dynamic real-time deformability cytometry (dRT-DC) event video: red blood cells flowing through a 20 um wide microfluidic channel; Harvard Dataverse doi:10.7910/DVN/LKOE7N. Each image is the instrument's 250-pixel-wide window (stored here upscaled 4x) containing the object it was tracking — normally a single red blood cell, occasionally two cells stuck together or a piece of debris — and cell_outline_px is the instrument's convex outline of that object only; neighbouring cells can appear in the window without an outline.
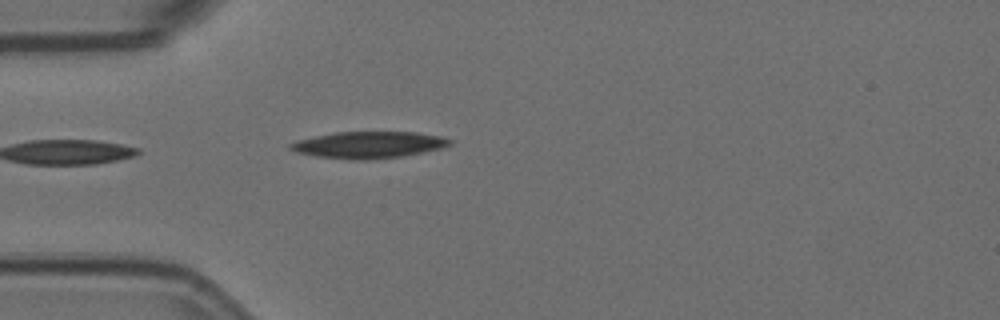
{"species": "Egyptian fruit bat (a non-hibernating species)", "species_latin": "Rousettus aegyptiacus", "temperature_condition": "room temperature", "stored_images_in_passage": 4, "camera_frame_rate_fps": 3000, "um_per_image_px": 0.085, "animal": {"sex": "female"}, "frame": {"image": 1, "passage_image": 4, "time_ms": 1.0, "image_size_px": [1000, 320], "cell_outline_px": [[452, 144], [444, 148], [404, 156], [368, 160], [352, 160], [316, 156], [296, 152], [288, 148], [288, 144], [296, 140], [332, 132], [416, 132], [440, 136], [452, 140]], "centroid_in_image_um": [31.33, 12.31], "position_along_channel_um": 53.7, "area_um2": 25.09}}